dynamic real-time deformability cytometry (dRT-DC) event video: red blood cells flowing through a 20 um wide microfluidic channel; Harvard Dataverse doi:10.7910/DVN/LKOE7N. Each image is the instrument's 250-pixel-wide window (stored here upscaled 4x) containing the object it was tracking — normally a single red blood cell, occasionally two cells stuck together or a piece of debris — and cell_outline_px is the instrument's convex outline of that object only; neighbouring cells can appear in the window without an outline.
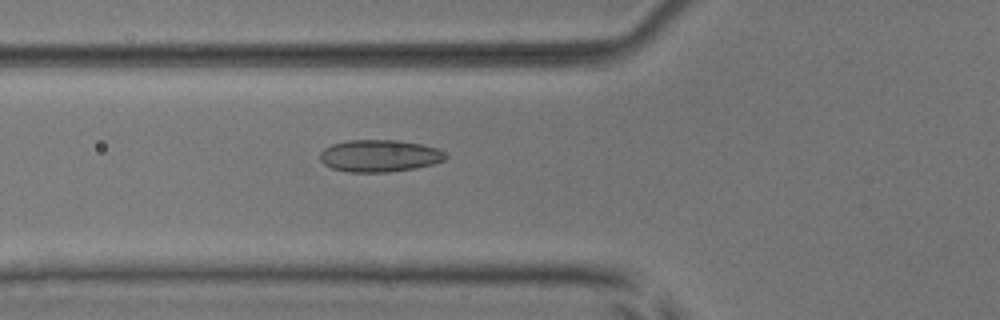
{"species": "common noctule bat (a hibernating species)", "species_latin": "Nyctalus noctula", "temperature_condition": "room temperature", "stored_images_in_passage": 53, "camera_frame_rate_fps": 3000, "um_per_image_px": 0.085, "animal": {"sex": "male", "body_mass_g": 17.9, "forearm_length_mm": 54.2}, "frame": {"image": 1, "passage_image": 20, "time_ms": 6.333, "image_size_px": [1000, 320], "cell_outline_px": [[448, 156], [444, 160], [432, 164], [416, 168], [388, 172], [348, 172], [332, 168], [324, 164], [320, 160], [320, 152], [324, 148], [332, 144], [348, 140], [400, 140], [420, 144], [436, 148], [444, 152]], "centroid_in_image_um": [32.24, 13.24], "position_along_channel_um": 93.6, "area_um2": 23.52}}
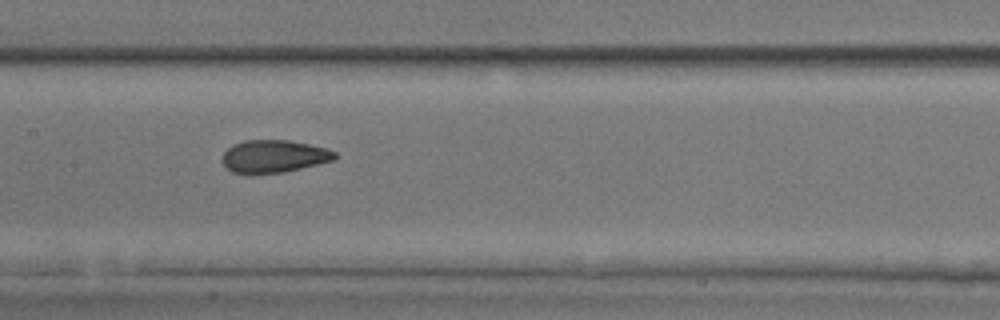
{"frame": {"image": 2, "passage_image": 27, "time_ms": 8.667, "image_size_px": [1000, 320], "cell_outline_px": [[336, 160], [284, 172], [252, 176], [232, 172], [220, 160], [224, 152], [232, 144], [244, 140], [288, 140], [328, 148], [336, 152]], "centroid_in_image_um": [23.25, 13.31], "position_along_channel_um": 184.1, "area_um2": 21.96}}
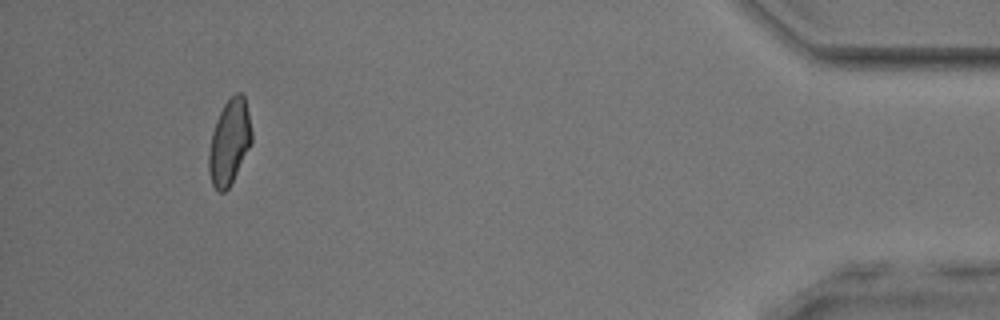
{"frame": {"image": 3, "passage_image": 50, "time_ms": 16.333, "image_size_px": [1000, 320], "cell_outline_px": [[252, 144], [228, 188], [224, 192], [220, 192], [212, 184], [208, 172], [208, 152], [212, 132], [216, 120], [224, 104], [236, 92], [240, 92], [244, 96], [248, 112], [252, 132]], "centroid_in_image_um": [19.49, 12.08], "position_along_channel_um": 415.7, "area_um2": 21.21}, "authors_computed_cell_mechanics": {"area_um2": 22.0218, "velocity_mm_per_s": 3.873, "shape_relaxation_time_tau1_ms": 7.5672, "shape_relaxation_time_tau2_ms": 1.1238, "deformation_change_tau1": 0.1357, "deformation_change_tau2": 0.0654}}